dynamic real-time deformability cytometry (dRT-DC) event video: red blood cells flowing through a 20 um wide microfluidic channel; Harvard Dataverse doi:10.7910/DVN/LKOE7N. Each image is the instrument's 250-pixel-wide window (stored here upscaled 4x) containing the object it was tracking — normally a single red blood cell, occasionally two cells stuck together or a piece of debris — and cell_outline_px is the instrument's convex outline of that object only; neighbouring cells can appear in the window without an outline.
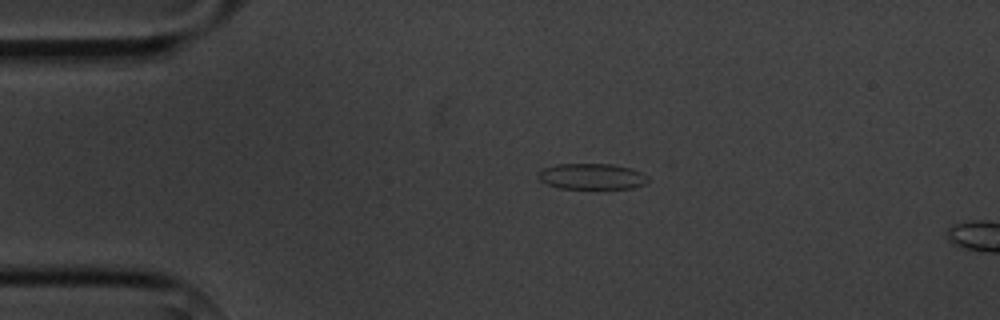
{"species": "common noctule bat (a hibernating species)", "species_latin": "Nyctalus noctula", "temperature_condition": "cold", "stored_images_in_passage": 2, "camera_frame_rate_fps": 3000, "um_per_image_px": 0.085, "animal": {"sex": "male", "body_mass_g": 20.1, "forearm_length_mm": 53.5}, "frame": {"image": 1, "passage_image": 1, "time_ms": 0.0, "image_size_px": [1000, 320], "cell_outline_px": [[648, 180], [644, 184], [632, 188], [556, 188], [540, 180], [536, 176], [544, 168], [556, 164], [612, 164], [632, 168], [648, 176]], "centroid_in_image_um": [50.3, 14.99], "position_along_channel_um": 34.7, "area_um2": 16.47}}